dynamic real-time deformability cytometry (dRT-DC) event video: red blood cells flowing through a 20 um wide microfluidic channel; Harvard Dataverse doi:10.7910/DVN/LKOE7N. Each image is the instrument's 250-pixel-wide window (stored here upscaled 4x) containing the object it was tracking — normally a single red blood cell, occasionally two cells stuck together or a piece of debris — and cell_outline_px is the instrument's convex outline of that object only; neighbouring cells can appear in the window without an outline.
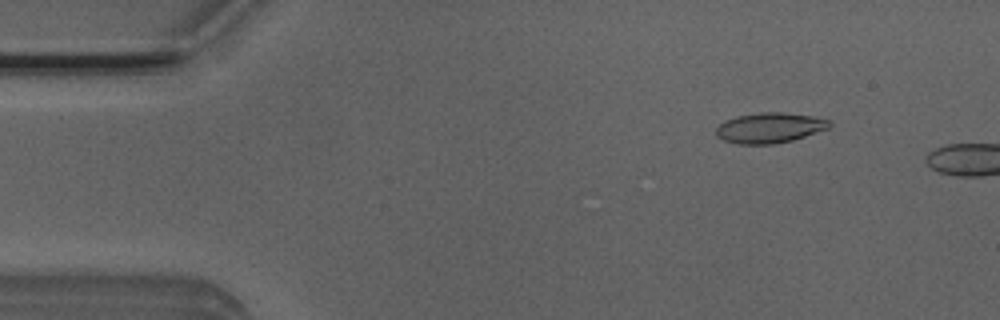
{"species": "Egyptian fruit bat (a non-hibernating species)", "species_latin": "Rousettus aegyptiacus", "temperature_condition": "room temperature", "stored_images_in_passage": 9, "camera_frame_rate_fps": 3000, "um_per_image_px": 0.085, "animal": {"sex": "male"}, "frame": {"image": 1, "passage_image": 6, "time_ms": 1.667, "image_size_px": [1000, 320], "cell_outline_px": [[832, 124], [828, 128], [792, 140], [772, 144], [740, 144], [724, 140], [716, 136], [716, 128], [720, 124], [736, 116], [760, 112], [780, 112], [812, 116], [828, 120]], "centroid_in_image_um": [65.4, 10.86], "position_along_channel_um": 19.6, "area_um2": 19.71}}